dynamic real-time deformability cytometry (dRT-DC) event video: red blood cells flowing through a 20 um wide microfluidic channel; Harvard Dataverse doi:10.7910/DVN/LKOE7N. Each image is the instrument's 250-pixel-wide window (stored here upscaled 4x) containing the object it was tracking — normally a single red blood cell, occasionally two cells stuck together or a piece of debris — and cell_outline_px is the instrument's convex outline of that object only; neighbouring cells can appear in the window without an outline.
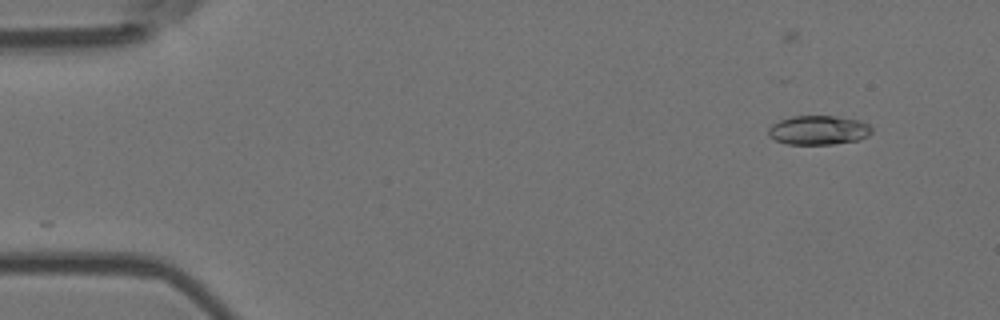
{"species": "Egyptian fruit bat (a non-hibernating species)", "species_latin": "Rousettus aegyptiacus", "temperature_condition": "room temperature", "stored_images_in_passage": 5, "camera_frame_rate_fps": 3000, "um_per_image_px": 0.085, "animal": {"sex": "female"}, "frame": {"image": 1, "passage_image": 2, "time_ms": 0.333, "image_size_px": [1000, 320], "cell_outline_px": [[872, 132], [868, 136], [860, 140], [832, 144], [788, 144], [776, 140], [768, 136], [768, 128], [772, 124], [780, 120], [792, 116], [836, 116], [860, 120], [868, 124], [872, 128]], "centroid_in_image_um": [69.59, 11.06], "position_along_channel_um": 15.4, "area_um2": 17.69}}
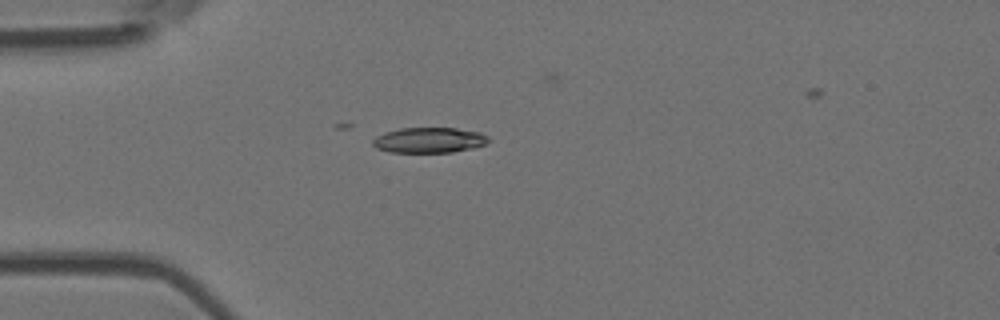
{"frame": {"image": 2, "passage_image": 5, "time_ms": 1.333, "image_size_px": [1000, 320], "cell_outline_px": [[488, 140], [484, 144], [476, 148], [452, 152], [388, 152], [376, 148], [372, 144], [372, 140], [376, 136], [384, 132], [400, 128], [456, 128], [480, 132], [488, 136]], "centroid_in_image_um": [36.46, 11.91], "position_along_channel_um": 48.5, "area_um2": 17.22}}